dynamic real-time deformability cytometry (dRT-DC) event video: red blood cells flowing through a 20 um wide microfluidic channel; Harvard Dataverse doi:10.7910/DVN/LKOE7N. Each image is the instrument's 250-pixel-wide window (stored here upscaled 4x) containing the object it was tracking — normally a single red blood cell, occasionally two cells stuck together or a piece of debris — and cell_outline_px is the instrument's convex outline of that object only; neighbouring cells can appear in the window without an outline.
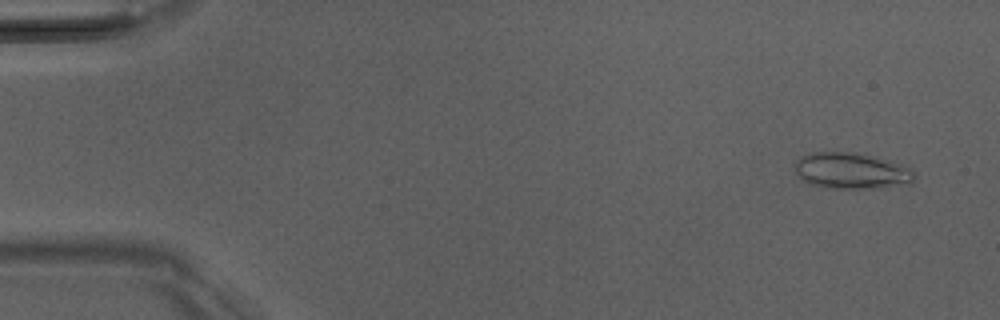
{"species": "Egyptian fruit bat (a non-hibernating species)", "species_latin": "Rousettus aegyptiacus", "temperature_condition": "room temperature", "stored_images_in_passage": 51, "camera_frame_rate_fps": 3000, "um_per_image_px": 0.085, "animal": {"sex": "male"}, "frame": {"image": 1, "passage_image": 3, "time_ms": 0.667, "image_size_px": [1000, 320], "cell_outline_px": [[916, 176], [908, 184], [880, 188], [824, 188], [808, 184], [796, 172], [796, 160], [812, 152], [864, 152], [900, 164], [908, 168]], "centroid_in_image_um": [72.37, 14.51], "position_along_channel_um": 12.6, "area_um2": 25.26}}
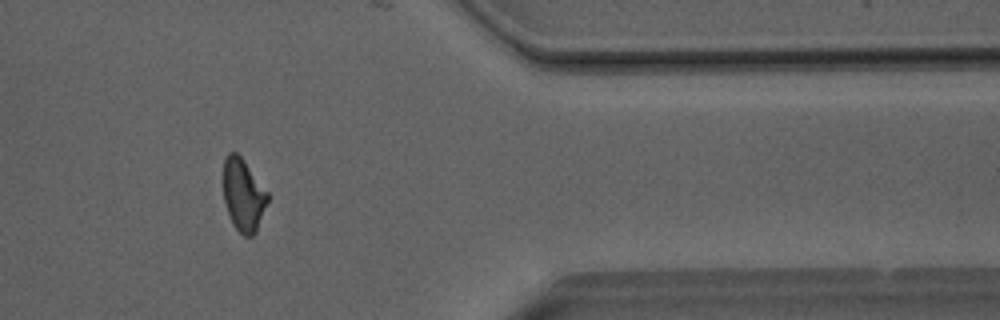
{"frame": {"image": 2, "passage_image": 42, "time_ms": 13.667, "image_size_px": [1000, 320], "cell_outline_px": [[268, 200], [256, 232], [252, 236], [244, 236], [232, 224], [224, 200], [224, 156], [228, 152], [236, 152], [244, 160], [268, 192]], "centroid_in_image_um": [20.68, 16.56], "position_along_channel_um": 390.7, "area_um2": 18.55}}
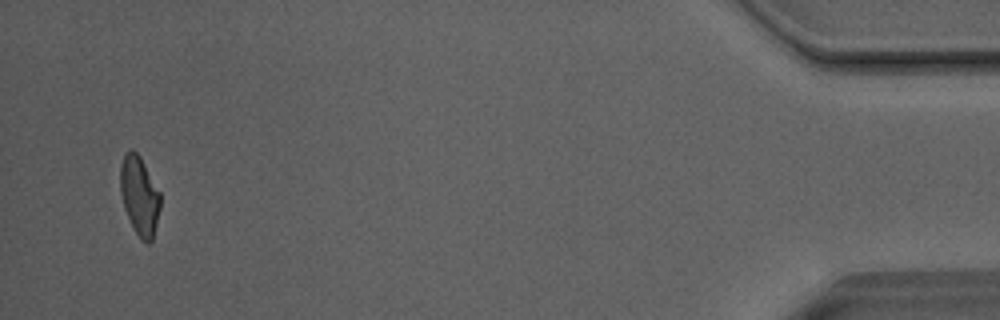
{"frame": {"image": 3, "passage_image": 49, "time_ms": 16.0, "image_size_px": [1000, 320], "cell_outline_px": [[160, 208], [152, 240], [148, 244], [140, 240], [124, 208], [120, 192], [120, 164], [124, 156], [132, 148], [140, 156], [160, 192]], "centroid_in_image_um": [11.85, 16.63], "position_along_channel_um": 423.3, "area_um2": 18.26}, "authors_computed_cell_mechanics": {"area_um2": 19.363, "velocity_mm_per_s": 4.0594, "shape_relaxation_time_tau1_ms": 7.397, "shape_relaxation_time_tau2_ms": 2.2806, "deformation_change_tau1": 0.1755, "deformation_change_tau2": 0.0909}}